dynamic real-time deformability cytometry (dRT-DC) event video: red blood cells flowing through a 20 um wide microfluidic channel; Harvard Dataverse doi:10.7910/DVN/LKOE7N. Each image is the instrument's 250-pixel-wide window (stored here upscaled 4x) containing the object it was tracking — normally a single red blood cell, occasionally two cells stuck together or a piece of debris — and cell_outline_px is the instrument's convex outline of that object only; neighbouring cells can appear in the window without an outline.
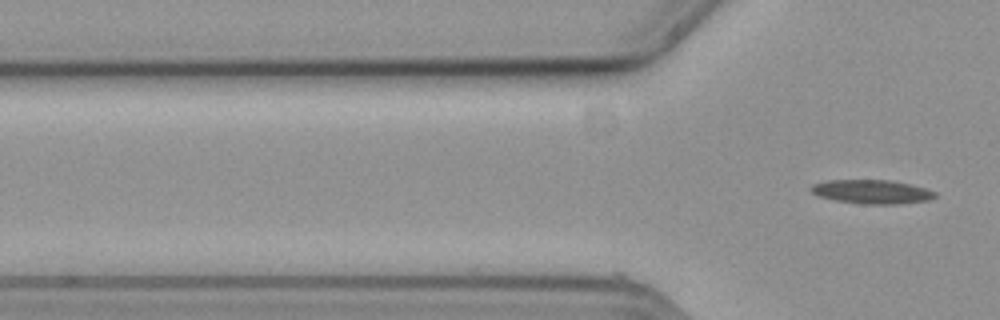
{"species": "common noctule bat (a hibernating species)", "species_latin": "Nyctalus noctula", "temperature_condition": "cold", "stored_images_in_passage": 4, "camera_frame_rate_fps": 3000, "um_per_image_px": 0.085, "animal": {"sex": "female", "body_mass_g": 19.3, "forearm_length_mm": 54.1}, "frame": {"image": 1, "passage_image": 4, "time_ms": 1.0, "image_size_px": [1000, 320], "cell_outline_px": [[936, 196], [928, 200], [900, 204], [860, 204], [832, 200], [820, 196], [812, 192], [808, 188], [812, 184], [828, 180], [888, 180], [908, 184], [924, 188], [936, 192]], "centroid_in_image_um": [74.06, 16.3], "position_along_channel_um": 51.7, "area_um2": 17.28}}